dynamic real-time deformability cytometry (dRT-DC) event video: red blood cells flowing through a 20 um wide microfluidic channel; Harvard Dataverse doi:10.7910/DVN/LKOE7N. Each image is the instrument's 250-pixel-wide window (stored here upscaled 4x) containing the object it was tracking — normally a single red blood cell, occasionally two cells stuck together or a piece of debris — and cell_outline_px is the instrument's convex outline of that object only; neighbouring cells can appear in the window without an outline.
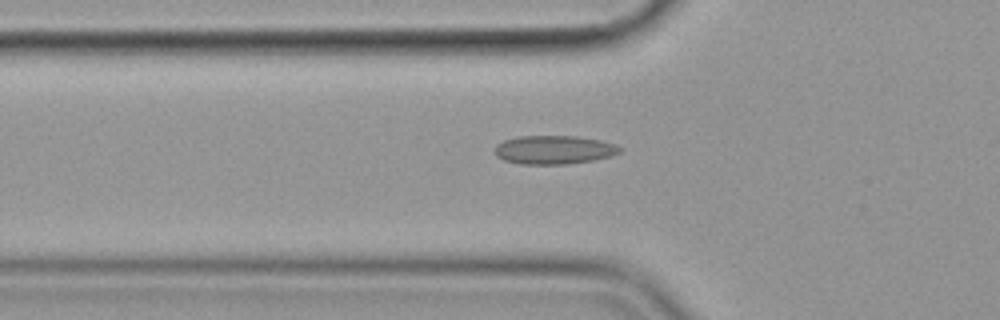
{"species": "common noctule bat (a hibernating species)", "species_latin": "Nyctalus noctula", "temperature_condition": "cold", "stored_images_in_passage": 42, "camera_frame_rate_fps": 3000, "um_per_image_px": 0.085, "animal": {"sex": "female", "body_mass_g": 19.9}, "frame": {"image": 1, "passage_image": 11, "time_ms": 3.333, "image_size_px": [1000, 320], "cell_outline_px": [[624, 148], [620, 152], [612, 156], [596, 160], [568, 164], [520, 164], [504, 160], [496, 156], [492, 152], [492, 148], [496, 144], [504, 140], [520, 136], [576, 136], [600, 140], [616, 144]], "centroid_in_image_um": [47.08, 12.74], "position_along_channel_um": 78.7, "area_um2": 21.27}}
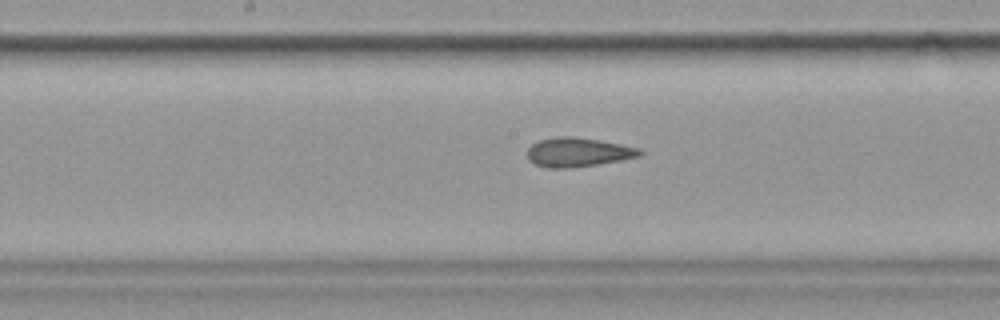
{"frame": {"image": 2, "passage_image": 21, "time_ms": 6.667, "image_size_px": [1000, 320], "cell_outline_px": [[644, 152], [640, 156], [624, 160], [572, 168], [548, 168], [536, 164], [528, 160], [528, 148], [532, 144], [540, 140], [556, 136], [572, 136], [600, 140], [640, 148]], "centroid_in_image_um": [49.15, 12.94], "position_along_channel_um": 199.0, "area_um2": 19.25}}
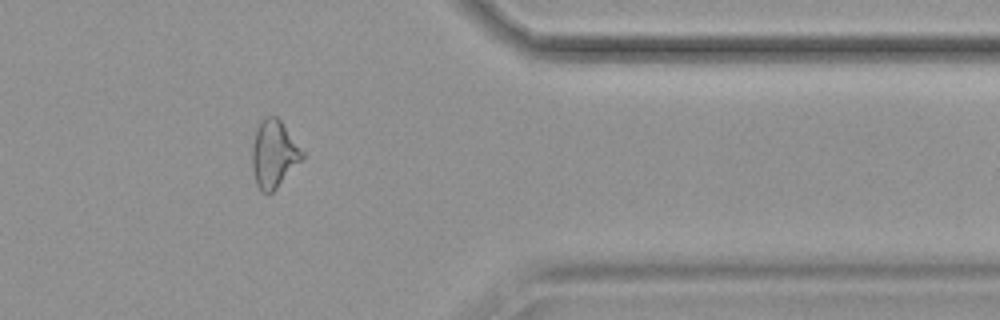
{"frame": {"image": 3, "passage_image": 38, "time_ms": 12.333, "image_size_px": [1000, 320], "cell_outline_px": [[304, 156], [276, 188], [268, 196], [260, 192], [256, 184], [252, 168], [252, 144], [256, 128], [260, 120], [268, 116], [276, 116], [280, 120], [304, 152]], "centroid_in_image_um": [23.24, 13.1], "position_along_channel_um": 388.2, "area_um2": 19.59}}